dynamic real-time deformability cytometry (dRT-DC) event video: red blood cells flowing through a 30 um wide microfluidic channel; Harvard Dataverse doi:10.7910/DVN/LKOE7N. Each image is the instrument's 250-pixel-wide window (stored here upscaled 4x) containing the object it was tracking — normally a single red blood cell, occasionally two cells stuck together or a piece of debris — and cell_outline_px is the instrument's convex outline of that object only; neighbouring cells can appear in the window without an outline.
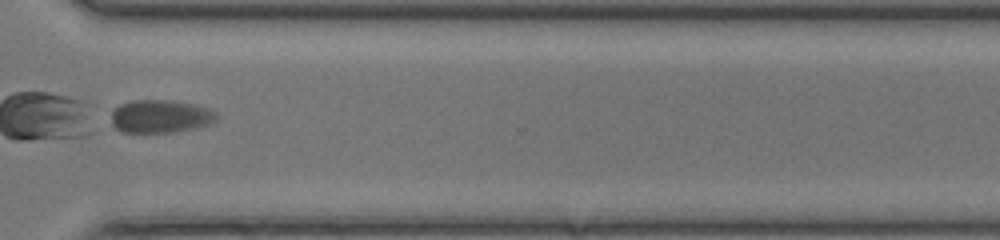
{"species": "common noctule bat (a hibernating species)", "species_latin": "Nyctalus noctula", "temperature_condition": "room temperature", "stored_images_in_passage": 31, "camera_frame_rate_fps": 3000, "um_per_image_px": 0.085, "animal": {"sex": "female", "body_mass_g": 17.0, "forearm_length_mm": 48.0}, "frame": {"image": 1, "passage_image": 23, "time_ms": 7.333, "image_size_px": [1000, 240], "cell_outline_px": [[216, 120], [212, 124], [196, 128], [172, 132], [120, 132], [112, 128], [112, 112], [120, 104], [132, 100], [172, 100], [196, 104], [208, 108], [216, 112]], "centroid_in_image_um": [13.64, 9.89], "position_along_channel_um": 357.0, "area_um2": 20.52}}